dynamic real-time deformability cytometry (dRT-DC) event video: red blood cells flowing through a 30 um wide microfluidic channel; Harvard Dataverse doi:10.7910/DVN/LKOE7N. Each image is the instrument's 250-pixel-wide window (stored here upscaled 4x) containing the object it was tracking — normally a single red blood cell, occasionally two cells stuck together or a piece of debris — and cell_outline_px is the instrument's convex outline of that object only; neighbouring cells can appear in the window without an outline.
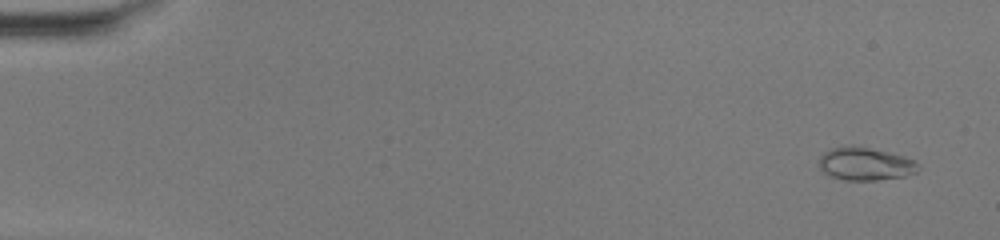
{"species": "common noctule bat (a hibernating species)", "species_latin": "Nyctalus noctula", "temperature_condition": "warm", "stored_images_in_passage": 50, "camera_frame_rate_fps": 3000, "um_per_image_px": 0.085, "animal": {"sex": "female", "body_mass_g": 20.0, "forearm_length_mm": 54.0}, "frame": {"image": 1, "passage_image": 3, "time_ms": 0.667, "image_size_px": [1000, 240], "cell_outline_px": [[920, 168], [916, 172], [904, 176], [876, 180], [844, 180], [820, 172], [820, 156], [824, 152], [832, 148], [852, 144], [888, 152], [904, 156], [916, 160], [920, 164]], "centroid_in_image_um": [73.56, 13.92], "position_along_channel_um": 11.4, "area_um2": 19.25}}
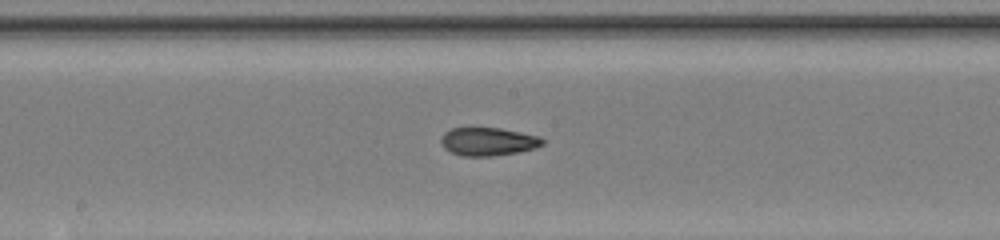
{"frame": {"image": 2, "passage_image": 28, "time_ms": 9.0, "image_size_px": [1000, 240], "cell_outline_px": [[544, 144], [536, 148], [520, 152], [492, 156], [464, 156], [452, 152], [444, 148], [440, 140], [444, 132], [452, 128], [500, 128], [540, 136], [544, 140]], "centroid_in_image_um": [41.52, 12.03], "position_along_channel_um": 206.7, "area_um2": 16.7}}
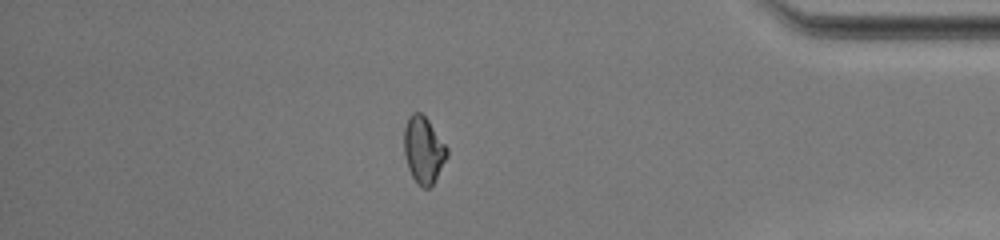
{"frame": {"image": 3, "passage_image": 44, "time_ms": 14.333, "image_size_px": [1000, 240], "cell_outline_px": [[448, 156], [432, 184], [428, 188], [424, 188], [416, 184], [408, 168], [404, 152], [404, 128], [408, 116], [412, 112], [420, 112], [428, 120], [448, 148]], "centroid_in_image_um": [35.98, 12.74], "position_along_channel_um": 399.2, "area_um2": 16.65}, "authors_computed_cell_mechanics": {"area_um2": 16.9065, "velocity_mm_per_s": 4.1811, "shape_relaxation_time_tau1_ms": null, "shape_relaxation_time_tau2_ms": 1.938, "deformation_change_tau1": null, "deformation_change_tau2": 0.063}}